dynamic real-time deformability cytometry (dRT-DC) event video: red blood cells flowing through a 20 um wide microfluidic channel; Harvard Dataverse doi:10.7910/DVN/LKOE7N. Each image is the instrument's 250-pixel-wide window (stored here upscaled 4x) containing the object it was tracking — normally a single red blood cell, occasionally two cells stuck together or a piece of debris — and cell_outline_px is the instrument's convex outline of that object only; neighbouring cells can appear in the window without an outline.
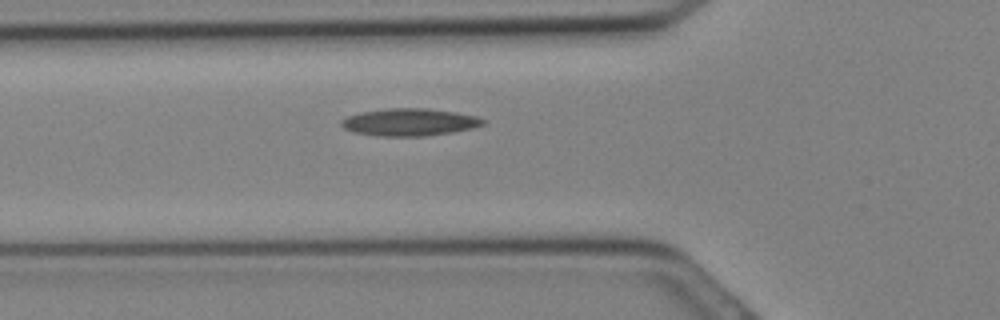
{"species": "Egyptian fruit bat (a non-hibernating species)", "species_latin": "Rousettus aegyptiacus", "temperature_condition": "cold", "stored_images_in_passage": 9, "camera_frame_rate_fps": 3000, "um_per_image_px": 0.085, "animal": {"sex": "female"}, "frame": {"image": 1, "passage_image": 3, "time_ms": 0.667, "image_size_px": [1000, 320], "cell_outline_px": [[488, 120], [484, 124], [472, 128], [452, 132], [424, 136], [376, 136], [352, 132], [344, 128], [340, 124], [340, 120], [348, 116], [360, 112], [388, 108], [428, 108], [456, 112], [476, 116]], "centroid_in_image_um": [34.8, 10.38], "position_along_channel_um": 91.0, "area_um2": 22.77}}
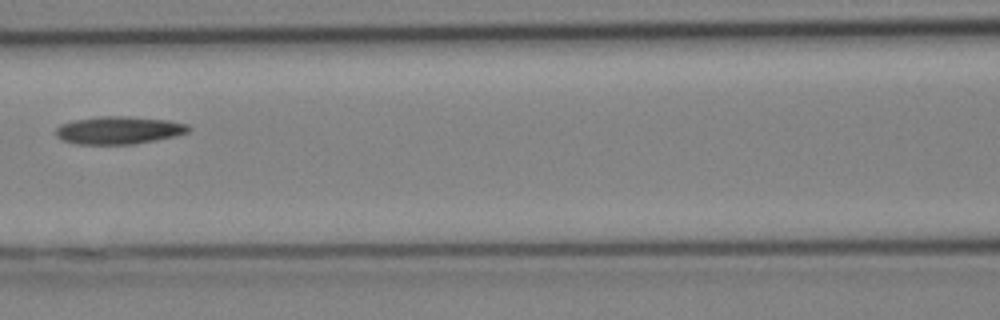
{"frame": {"image": 2, "passage_image": 6, "time_ms": 1.667, "image_size_px": [1000, 320], "cell_outline_px": [[192, 128], [188, 132], [176, 136], [136, 144], [76, 144], [60, 140], [56, 136], [56, 128], [60, 124], [76, 120], [100, 116], [128, 116], [168, 120], [188, 124]], "centroid_in_image_um": [10.11, 11.07], "position_along_channel_um": 156.5, "area_um2": 21.62}}
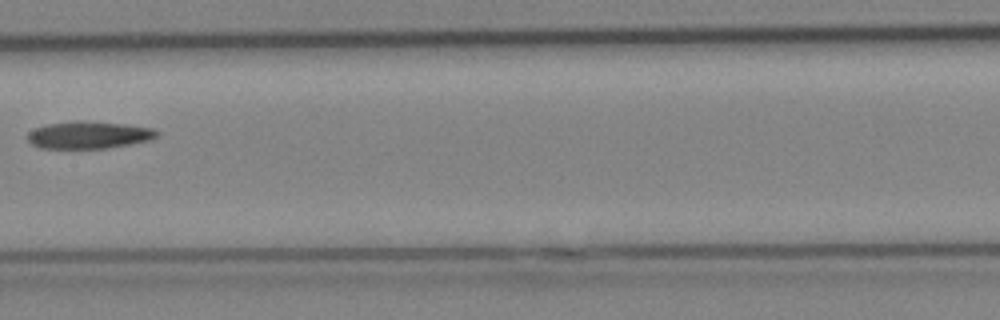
{"frame": {"image": 3, "passage_image": 8, "time_ms": 2.333, "image_size_px": [1000, 320], "cell_outline_px": [[160, 132], [152, 140], [108, 148], [40, 148], [32, 144], [28, 140], [28, 132], [36, 128], [48, 124], [76, 120], [80, 120], [124, 124], [152, 128]], "centroid_in_image_um": [7.56, 11.47], "position_along_channel_um": 199.8, "area_um2": 20.52}}